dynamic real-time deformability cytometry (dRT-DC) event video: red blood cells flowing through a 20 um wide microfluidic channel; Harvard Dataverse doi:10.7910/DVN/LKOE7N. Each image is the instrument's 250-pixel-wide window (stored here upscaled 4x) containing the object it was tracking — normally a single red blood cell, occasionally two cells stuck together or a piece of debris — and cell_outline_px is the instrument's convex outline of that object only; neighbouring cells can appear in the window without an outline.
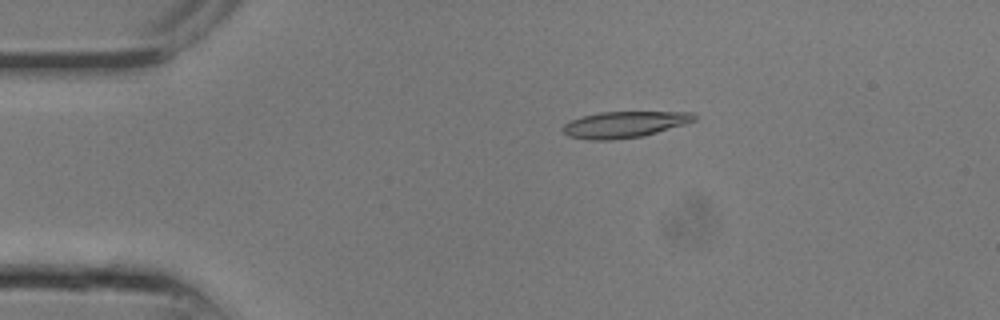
{"species": "common noctule bat (a hibernating species)", "species_latin": "Nyctalus noctula", "temperature_condition": "room temperature", "stored_images_in_passage": 17, "camera_frame_rate_fps": 3000, "um_per_image_px": 0.085, "animal": {"sex": "male", "body_mass_g": 13.3}, "frame": {"image": 1, "passage_image": 5, "time_ms": 1.333, "image_size_px": [1000, 320], "cell_outline_px": [[696, 120], [684, 124], [644, 136], [612, 140], [588, 140], [568, 136], [564, 132], [564, 124], [572, 120], [584, 116], [600, 112], [692, 112], [696, 116]], "centroid_in_image_um": [53.08, 10.59], "position_along_channel_um": 31.9, "area_um2": 19.94}}
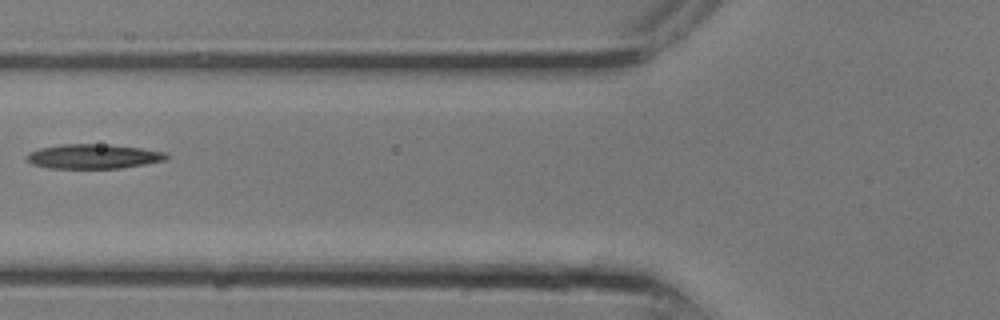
{"frame": {"image": 2, "passage_image": 10, "time_ms": 3.0, "image_size_px": [1000, 320], "cell_outline_px": [[168, 156], [164, 160], [144, 164], [120, 168], [48, 168], [32, 164], [24, 156], [28, 152], [40, 148], [60, 144], [108, 144], [140, 148], [168, 152]], "centroid_in_image_um": [7.9, 13.29], "position_along_channel_um": 117.9, "area_um2": 20.0}}
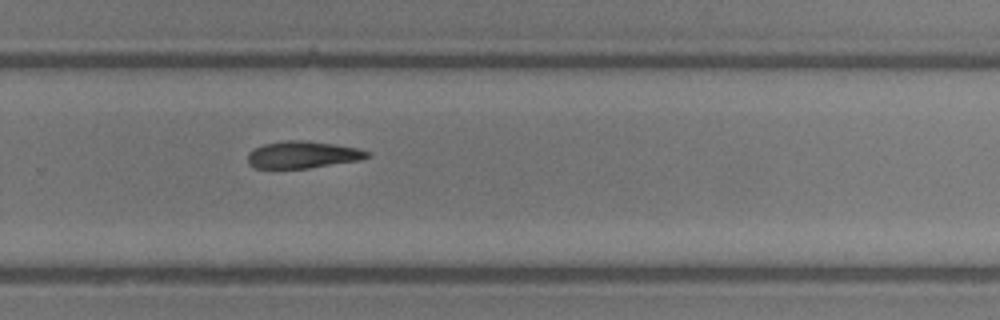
{"frame": {"image": 3, "passage_image": 17, "time_ms": 5.333, "image_size_px": [1000, 320], "cell_outline_px": [[372, 156], [360, 160], [308, 168], [256, 168], [248, 164], [248, 152], [264, 144], [288, 140], [304, 140], [336, 144], [356, 148], [372, 152]], "centroid_in_image_um": [25.77, 13.15], "position_along_channel_um": 304.0, "area_um2": 18.84}}